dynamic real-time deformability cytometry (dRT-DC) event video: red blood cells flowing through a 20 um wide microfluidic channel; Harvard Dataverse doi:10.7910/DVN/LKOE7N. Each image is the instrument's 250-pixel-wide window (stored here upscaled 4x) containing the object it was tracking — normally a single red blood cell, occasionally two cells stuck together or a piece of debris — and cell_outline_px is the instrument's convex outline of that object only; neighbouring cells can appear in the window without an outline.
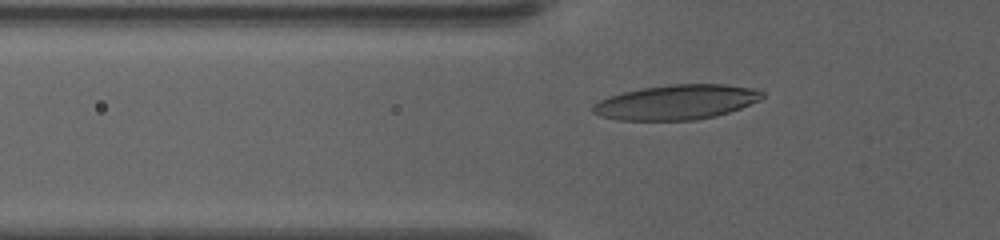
{"species": "human", "species_latin": "Homo sapiens", "temperature_condition": "warm", "stored_images_in_passage": 46, "camera_frame_rate_fps": 3000, "um_per_image_px": 0.085, "donor": {"sex": "female"}, "frame": {"image": 1, "passage_image": 9, "time_ms": 2.667, "image_size_px": [1000, 240], "cell_outline_px": [[764, 96], [760, 100], [740, 108], [716, 116], [696, 120], [616, 120], [600, 116], [592, 112], [592, 104], [600, 100], [624, 92], [640, 88], [668, 84], [724, 84], [760, 88], [764, 92]], "centroid_in_image_um": [57.53, 8.68], "position_along_channel_um": 68.3, "area_um2": 34.62}}
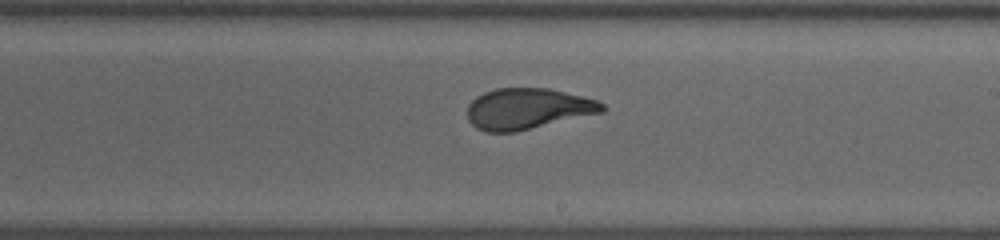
{"frame": {"image": 2, "passage_image": 24, "time_ms": 7.667, "image_size_px": [1000, 240], "cell_outline_px": [[608, 108], [604, 112], [516, 132], [484, 132], [476, 128], [468, 120], [468, 104], [476, 96], [484, 92], [496, 88], [548, 88], [596, 100], [604, 104]], "centroid_in_image_um": [44.84, 9.25], "position_along_channel_um": 244.2, "area_um2": 32.31}}
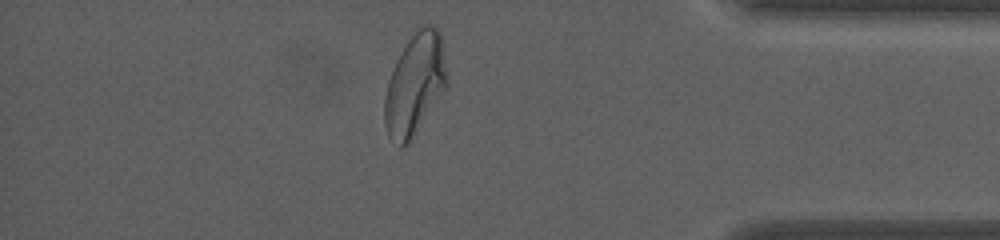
{"frame": {"image": 3, "passage_image": 39, "time_ms": 12.667, "image_size_px": [1000, 240], "cell_outline_px": [[448, 84], [408, 144], [404, 148], [400, 148], [388, 136], [384, 124], [384, 96], [388, 80], [392, 68], [396, 60], [408, 40], [424, 24], [432, 24], [440, 32], [448, 76]], "centroid_in_image_um": [35.25, 7.19], "position_along_channel_um": 399.9, "area_um2": 36.82}}